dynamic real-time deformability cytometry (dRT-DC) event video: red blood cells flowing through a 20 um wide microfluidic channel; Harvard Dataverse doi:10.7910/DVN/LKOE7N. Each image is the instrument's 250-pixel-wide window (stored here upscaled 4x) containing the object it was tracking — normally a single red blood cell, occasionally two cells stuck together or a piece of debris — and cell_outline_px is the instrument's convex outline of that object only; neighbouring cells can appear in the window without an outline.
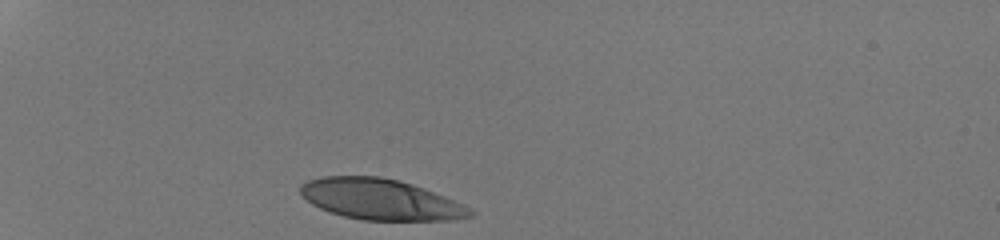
{"species": "human", "species_latin": "Homo sapiens", "temperature_condition": "room temperature", "stored_images_in_passage": 29, "camera_frame_rate_fps": 3000, "um_per_image_px": 0.085, "donor": {"sex": "male"}, "frame": {"image": 1, "passage_image": 1, "time_ms": 0.0, "image_size_px": [1000, 240], "cell_outline_px": [[476, 216], [456, 220], [364, 220], [344, 216], [320, 208], [312, 204], [300, 196], [300, 184], [308, 180], [324, 176], [380, 176], [400, 180], [424, 188], [472, 208], [476, 212]], "centroid_in_image_um": [32.37, 16.95], "position_along_channel_um": 52.6, "area_um2": 40.58}}
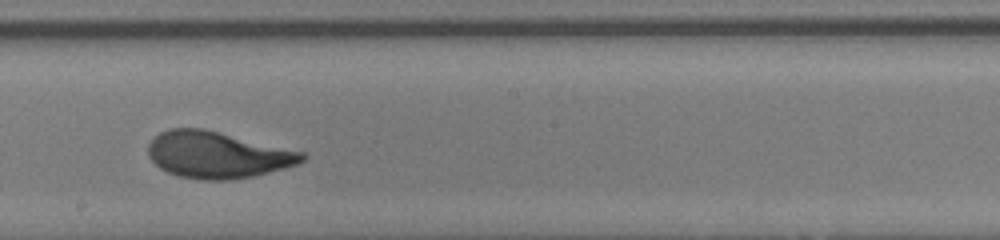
{"frame": {"image": 2, "passage_image": 17, "time_ms": 5.333, "image_size_px": [1000, 240], "cell_outline_px": [[308, 156], [304, 160], [296, 164], [284, 168], [252, 176], [224, 180], [204, 180], [180, 176], [168, 172], [160, 168], [148, 156], [148, 144], [160, 132], [168, 128], [204, 128], [308, 152]], "centroid_in_image_um": [18.52, 13.14], "position_along_channel_um": 229.7, "area_um2": 41.96}}
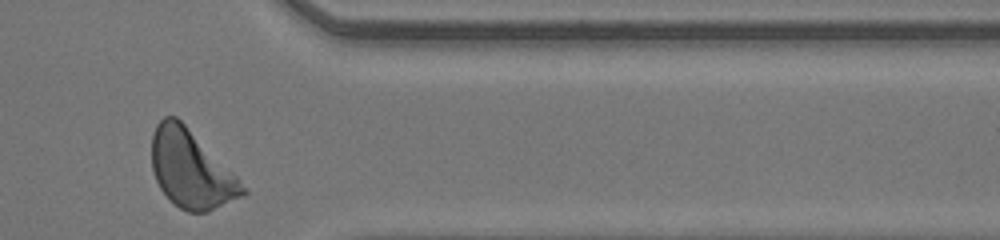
{"frame": {"image": 3, "passage_image": 29, "time_ms": 9.333, "image_size_px": [1000, 240], "cell_outline_px": [[248, 192], [244, 196], [208, 212], [188, 212], [180, 208], [160, 188], [156, 180], [152, 168], [152, 132], [156, 124], [164, 116], [176, 116], [240, 180]], "centroid_in_image_um": [16.23, 14.4], "position_along_channel_um": 395.2, "area_um2": 40.52}, "authors_computed_cell_mechanics": {"area_um2": 41.2692, "velocity_mm_per_s": 4.2318, "shape_relaxation_time_tau1_ms": 2.7074, "shape_relaxation_time_tau2_ms": null, "deformation_change_tau1": 0.1683, "deformation_change_tau2": null}}